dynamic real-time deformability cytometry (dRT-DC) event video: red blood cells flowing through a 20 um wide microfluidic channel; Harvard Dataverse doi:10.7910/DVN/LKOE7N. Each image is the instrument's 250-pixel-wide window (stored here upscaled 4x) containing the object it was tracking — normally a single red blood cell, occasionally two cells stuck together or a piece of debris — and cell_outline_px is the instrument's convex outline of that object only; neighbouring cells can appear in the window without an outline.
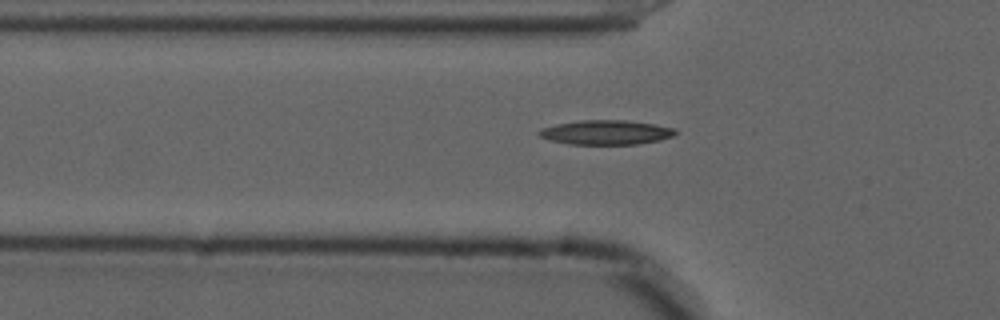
{"species": "common noctule bat (a hibernating species)", "species_latin": "Nyctalus noctula", "temperature_condition": "cold", "stored_images_in_passage": 41, "camera_frame_rate_fps": 3000, "um_per_image_px": 0.085, "animal": {"sex": "male", "forearm_length_mm": 52.5}, "frame": {"image": 1, "passage_image": 6, "time_ms": 1.667, "image_size_px": [1000, 320], "cell_outline_px": [[676, 132], [672, 136], [660, 140], [640, 144], [568, 144], [548, 140], [540, 136], [536, 132], [540, 128], [556, 124], [580, 120], [624, 120], [652, 124], [676, 128]], "centroid_in_image_um": [51.47, 11.25], "position_along_channel_um": 74.3, "area_um2": 19.48}}
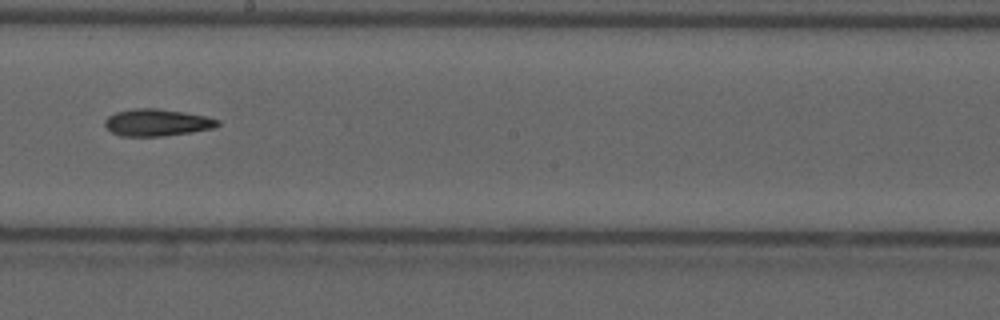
{"frame": {"image": 2, "passage_image": 19, "time_ms": 6.0, "image_size_px": [1000, 320], "cell_outline_px": [[220, 124], [212, 128], [192, 132], [164, 136], [120, 136], [112, 132], [104, 124], [104, 120], [108, 116], [116, 112], [132, 108], [156, 108], [184, 112], [204, 116], [220, 120]], "centroid_in_image_um": [13.32, 10.41], "position_along_channel_um": 234.9, "area_um2": 17.74}}
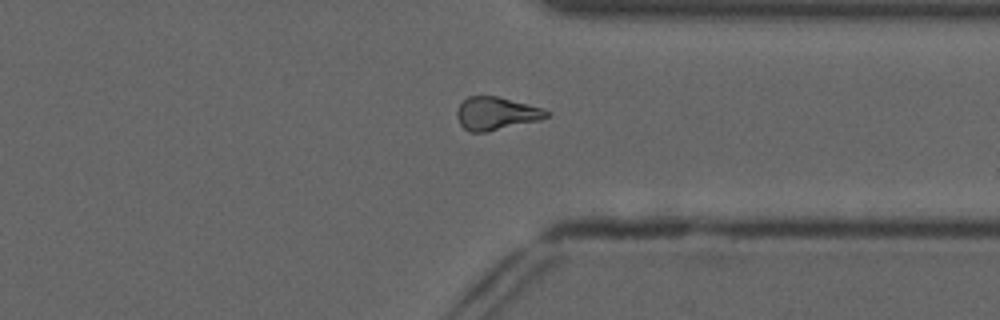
{"frame": {"image": 3, "passage_image": 30, "time_ms": 9.667, "image_size_px": [1000, 320], "cell_outline_px": [[552, 112], [548, 116], [540, 120], [488, 132], [468, 132], [460, 124], [456, 116], [456, 108], [468, 96], [496, 96], [544, 108]], "centroid_in_image_um": [42.18, 9.65], "position_along_channel_um": 369.2, "area_um2": 17.4}}